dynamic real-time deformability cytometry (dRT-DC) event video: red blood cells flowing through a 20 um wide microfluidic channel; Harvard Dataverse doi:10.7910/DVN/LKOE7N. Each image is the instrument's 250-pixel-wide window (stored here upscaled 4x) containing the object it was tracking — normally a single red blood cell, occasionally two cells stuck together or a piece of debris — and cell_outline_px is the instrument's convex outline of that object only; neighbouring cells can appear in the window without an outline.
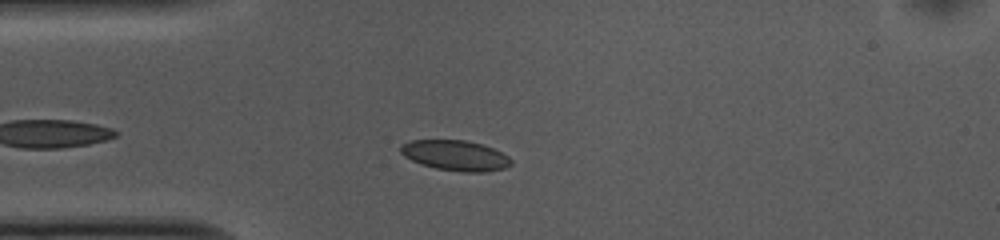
{"species": "common noctule bat (a hibernating species)", "species_latin": "Nyctalus noctula", "temperature_condition": "cold", "stored_images_in_passage": 41, "camera_frame_rate_fps": 3000, "um_per_image_px": 0.085, "animal": {"sex": "female", "body_mass_g": 10.0, "forearm_length_mm": 53.1}, "frame": {"image": 1, "passage_image": 6, "time_ms": 1.667, "image_size_px": [1000, 240], "cell_outline_px": [[512, 164], [504, 168], [484, 172], [460, 172], [436, 168], [420, 164], [404, 156], [400, 152], [400, 144], [412, 140], [464, 140], [480, 144], [492, 148], [508, 156], [512, 160]], "centroid_in_image_um": [38.69, 13.22], "position_along_channel_um": 46.3, "area_um2": 19.48}}
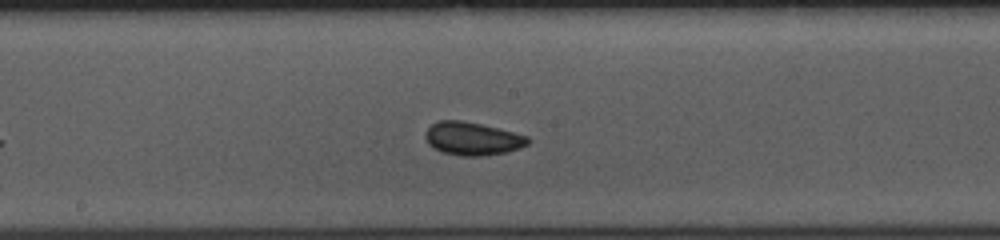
{"frame": {"image": 2, "passage_image": 20, "time_ms": 6.333, "image_size_px": [1000, 240], "cell_outline_px": [[532, 140], [528, 144], [520, 148], [504, 152], [480, 156], [464, 156], [444, 152], [428, 144], [424, 136], [424, 132], [432, 124], [440, 120], [460, 120], [480, 124], [528, 136]], "centroid_in_image_um": [40.15, 11.78], "position_along_channel_um": 208.0, "area_um2": 19.54}}
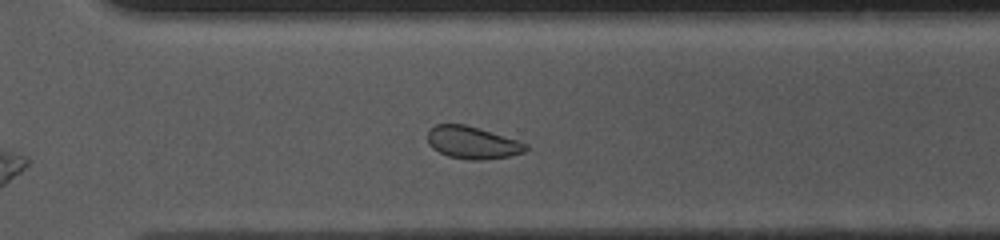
{"frame": {"image": 3, "passage_image": 30, "time_ms": 9.667, "image_size_px": [1000, 240], "cell_outline_px": [[528, 148], [524, 152], [508, 156], [480, 160], [468, 160], [448, 156], [432, 148], [428, 144], [428, 128], [436, 124], [464, 124], [520, 140], [528, 144]], "centroid_in_image_um": [40.15, 12.11], "position_along_channel_um": 330.4, "area_um2": 18.61}, "authors_computed_cell_mechanics": {"area_um2": 19.3052, "velocity_mm_per_s": 3.6881, "shape_relaxation_time_tau1_ms": 2.3668, "shape_relaxation_time_tau2_ms": 1.6546, "deformation_change_tau1": 0.0498, "deformation_change_tau2": 0.0518}}